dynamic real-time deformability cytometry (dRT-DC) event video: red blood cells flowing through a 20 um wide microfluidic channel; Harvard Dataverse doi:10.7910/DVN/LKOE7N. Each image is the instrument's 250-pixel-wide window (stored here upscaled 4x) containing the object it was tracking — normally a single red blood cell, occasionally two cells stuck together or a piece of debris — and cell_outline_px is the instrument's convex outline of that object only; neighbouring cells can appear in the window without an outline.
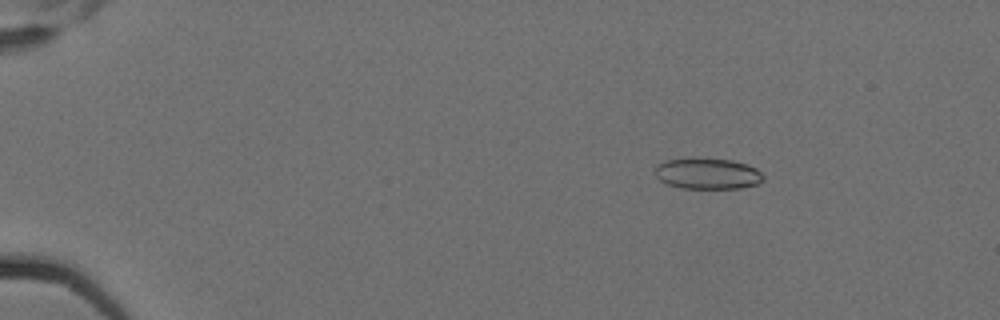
{"species": "Egyptian fruit bat (a non-hibernating species)", "species_latin": "Rousettus aegyptiacus", "temperature_condition": "cold", "stored_images_in_passage": 6, "camera_frame_rate_fps": 3000, "um_per_image_px": 0.085, "animal": {"sex": "female"}, "frame": {"image": 1, "passage_image": 3, "time_ms": 0.667, "image_size_px": [1000, 320], "cell_outline_px": [[764, 180], [760, 184], [740, 188], [680, 188], [668, 184], [660, 180], [656, 176], [656, 164], [664, 160], [732, 160], [756, 168], [764, 176]], "centroid_in_image_um": [60.18, 14.79], "position_along_channel_um": 24.8, "area_um2": 19.07}}